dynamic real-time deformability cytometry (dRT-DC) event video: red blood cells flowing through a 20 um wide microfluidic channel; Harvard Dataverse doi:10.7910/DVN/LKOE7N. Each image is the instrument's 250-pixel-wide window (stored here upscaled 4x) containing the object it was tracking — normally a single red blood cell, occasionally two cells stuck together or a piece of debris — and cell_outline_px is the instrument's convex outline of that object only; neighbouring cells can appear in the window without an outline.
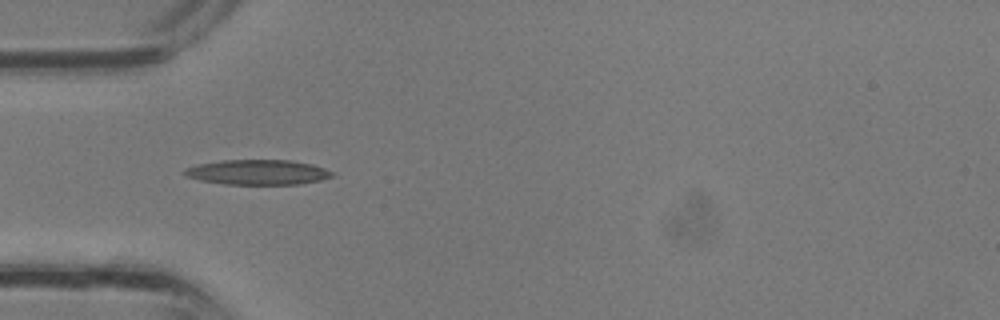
{"species": "common noctule bat (a hibernating species)", "species_latin": "Nyctalus noctula", "temperature_condition": "room temperature", "stored_images_in_passage": 25, "camera_frame_rate_fps": 3000, "um_per_image_px": 0.085, "animal": {"sex": "male", "body_mass_g": 13.3}, "frame": {"image": 1, "passage_image": 1, "time_ms": 0.0, "image_size_px": [1000, 320], "cell_outline_px": [[336, 176], [320, 180], [300, 184], [224, 184], [200, 180], [184, 176], [184, 168], [196, 164], [220, 160], [292, 160], [312, 164], [336, 172]], "centroid_in_image_um": [21.92, 14.63], "position_along_channel_um": 63.1, "area_um2": 21.79}}
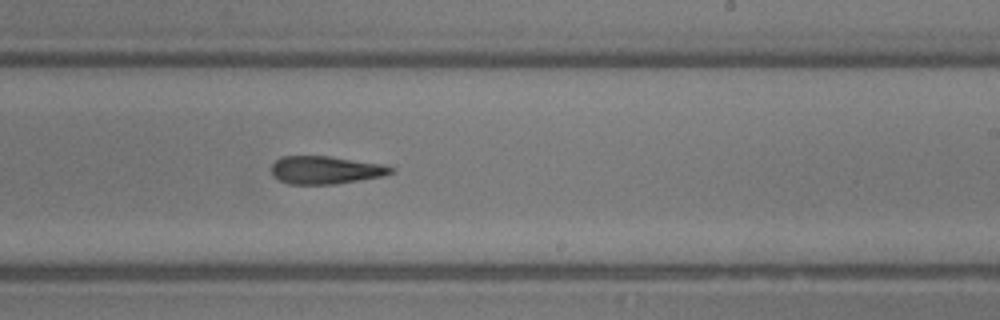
{"frame": {"image": 2, "passage_image": 11, "time_ms": 3.333, "image_size_px": [1000, 320], "cell_outline_px": [[396, 168], [392, 172], [384, 176], [336, 184], [288, 184], [280, 180], [272, 172], [272, 164], [280, 156], [328, 156], [384, 164]], "centroid_in_image_um": [27.71, 14.45], "position_along_channel_um": 261.3, "area_um2": 19.42}}
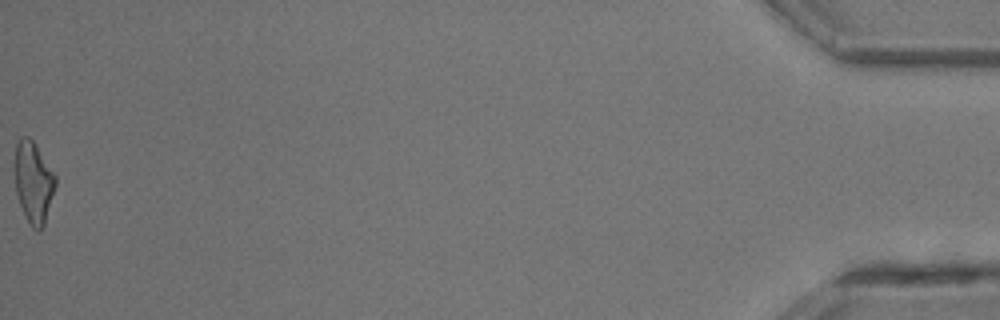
{"frame": {"image": 3, "passage_image": 25, "time_ms": 8.0, "image_size_px": [1000, 320], "cell_outline_px": [[56, 184], [44, 224], [40, 228], [32, 228], [28, 224], [20, 204], [16, 192], [16, 140], [20, 136], [28, 136], [32, 140], [56, 176]], "centroid_in_image_um": [2.84, 15.48], "position_along_channel_um": 432.4, "area_um2": 18.79}}